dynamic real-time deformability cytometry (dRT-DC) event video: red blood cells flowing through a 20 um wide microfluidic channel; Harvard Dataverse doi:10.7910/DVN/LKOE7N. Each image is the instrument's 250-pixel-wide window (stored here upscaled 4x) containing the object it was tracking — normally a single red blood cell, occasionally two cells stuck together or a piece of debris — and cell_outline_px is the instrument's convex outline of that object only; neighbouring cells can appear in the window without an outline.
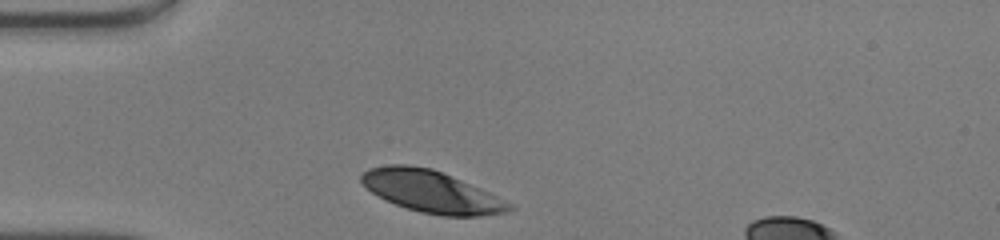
{"species": "human", "species_latin": "Homo sapiens", "temperature_condition": "warm", "stored_images_in_passage": 27, "camera_frame_rate_fps": 3000, "um_per_image_px": 0.085, "donor": {"sex": "male"}, "frame": {"image": 1, "passage_image": 1, "time_ms": 0.0, "image_size_px": [1000, 240], "cell_outline_px": [[516, 208], [508, 212], [480, 216], [440, 216], [420, 212], [384, 200], [372, 192], [360, 180], [360, 176], [368, 168], [388, 164], [408, 164], [432, 168], [480, 188], [512, 204]], "centroid_in_image_um": [36.66, 16.28], "position_along_channel_um": 48.3, "area_um2": 36.07}}
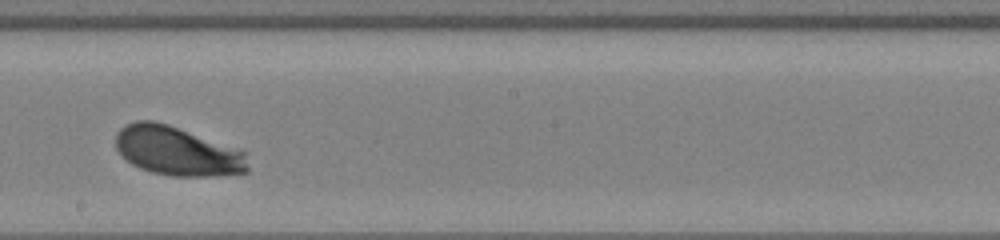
{"frame": {"image": 2, "passage_image": 16, "time_ms": 5.0, "image_size_px": [1000, 240], "cell_outline_px": [[248, 172], [220, 176], [172, 176], [152, 172], [140, 168], [132, 164], [116, 148], [116, 132], [124, 124], [136, 120], [152, 120], [168, 124], [244, 152], [248, 168]], "centroid_in_image_um": [15.02, 12.84], "position_along_channel_um": 233.2, "area_um2": 37.4}}
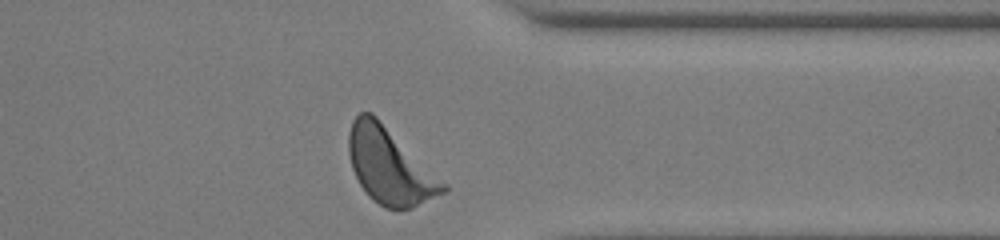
{"frame": {"image": 3, "passage_image": 27, "time_ms": 8.667, "image_size_px": [1000, 240], "cell_outline_px": [[448, 192], [412, 208], [384, 208], [372, 200], [368, 196], [360, 184], [352, 168], [348, 152], [348, 132], [352, 120], [360, 112], [372, 112], [448, 184]], "centroid_in_image_um": [33.14, 14.11], "position_along_channel_um": 378.3, "area_um2": 41.96}, "authors_computed_cell_mechanics": {"area_um2": 37.6856, "velocity_mm_per_s": 4.0882, "shape_relaxation_time_tau1_ms": 1.5376, "shape_relaxation_time_tau2_ms": null, "deformation_change_tau1": 0.1315, "deformation_change_tau2": null}}